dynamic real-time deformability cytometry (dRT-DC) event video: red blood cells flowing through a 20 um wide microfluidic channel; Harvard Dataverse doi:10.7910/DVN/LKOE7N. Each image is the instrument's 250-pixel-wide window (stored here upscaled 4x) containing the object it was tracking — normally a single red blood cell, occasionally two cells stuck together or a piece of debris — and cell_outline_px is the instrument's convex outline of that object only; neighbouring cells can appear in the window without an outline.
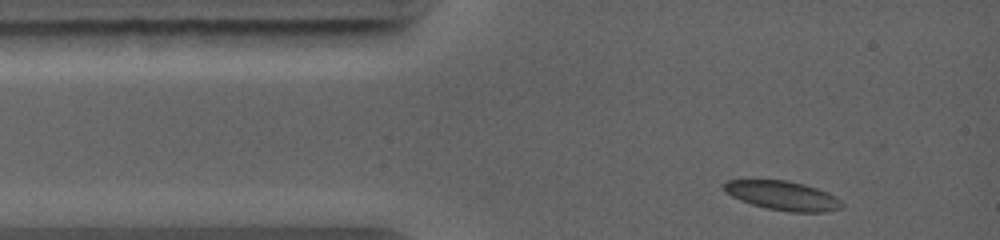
{"species": "common noctule bat (a hibernating species)", "species_latin": "Nyctalus noctula", "temperature_condition": "warm", "stored_images_in_passage": 24, "camera_frame_rate_fps": 5000, "um_per_image_px": 0.085, "animal": {"sex": "female", "body_mass_g": 19.0, "forearm_length_mm": 56.7}, "frame": {"image": 1, "passage_image": 1, "time_ms": 0.0, "image_size_px": [1000, 240], "cell_outline_px": [[844, 208], [824, 212], [788, 212], [768, 208], [752, 204], [740, 200], [724, 192], [720, 184], [728, 180], [788, 180], [804, 184], [816, 188], [840, 200], [844, 204]], "centroid_in_image_um": [66.48, 16.62], "position_along_channel_um": 18.5, "area_um2": 20.06}}
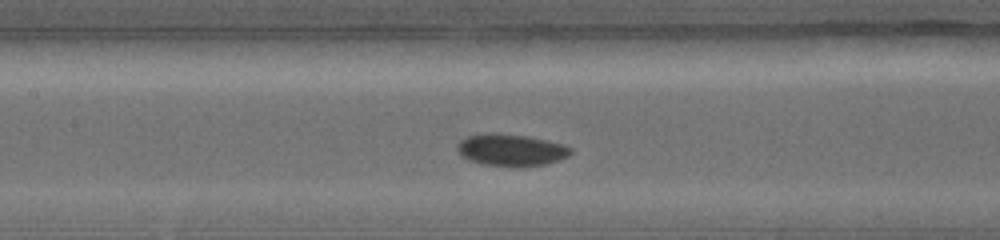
{"frame": {"image": 2, "passage_image": 12, "time_ms": 4.0, "image_size_px": [1000, 240], "cell_outline_px": [[572, 152], [568, 156], [560, 160], [544, 164], [480, 164], [468, 160], [460, 156], [456, 148], [456, 144], [460, 140], [468, 136], [492, 132], [496, 132], [528, 136], [548, 140], [564, 144], [572, 148]], "centroid_in_image_um": [43.41, 12.7], "position_along_channel_um": 164.0, "area_um2": 20.81}}
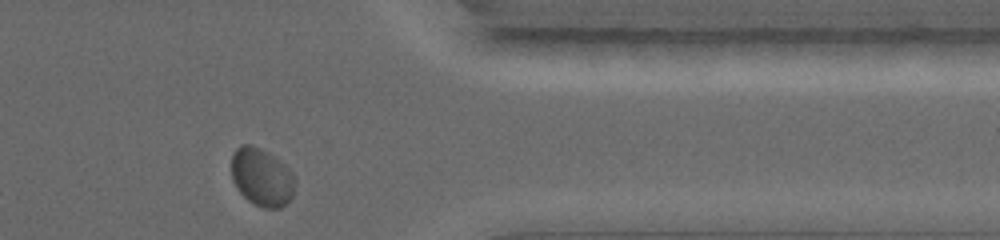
{"frame": {"image": 3, "passage_image": 24, "time_ms": 9.2, "image_size_px": [1000, 240], "cell_outline_px": [[296, 184], [292, 196], [280, 208], [264, 208], [248, 200], [236, 188], [232, 180], [232, 152], [240, 144], [252, 144], [268, 152], [284, 164], [296, 176]], "centroid_in_image_um": [22.25, 15.03], "position_along_channel_um": 389.1, "area_um2": 21.62}}